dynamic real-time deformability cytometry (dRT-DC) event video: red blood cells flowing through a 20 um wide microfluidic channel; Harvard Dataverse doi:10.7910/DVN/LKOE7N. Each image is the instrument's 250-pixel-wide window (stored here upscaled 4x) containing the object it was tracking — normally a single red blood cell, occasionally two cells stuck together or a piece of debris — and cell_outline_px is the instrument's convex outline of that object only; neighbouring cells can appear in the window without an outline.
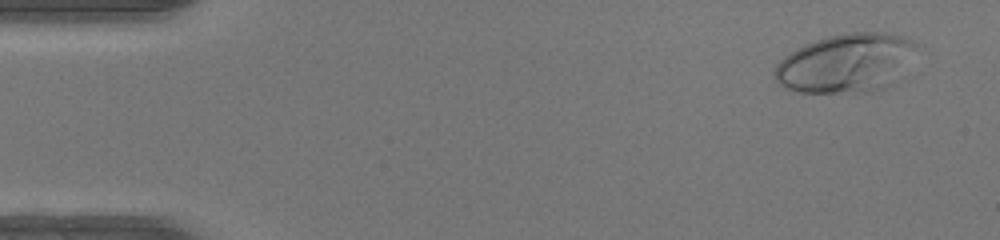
{"species": "human", "species_latin": "Homo sapiens", "temperature_condition": "warm", "stored_images_in_passage": 48, "camera_frame_rate_fps": 3000, "um_per_image_px": 0.085, "donor": {"sex": "female"}, "frame": {"image": 1, "passage_image": 3, "time_ms": 0.667, "image_size_px": [1000, 240], "cell_outline_px": [[924, 44], [892, 84], [884, 88], [872, 92], [796, 92], [784, 88], [776, 80], [772, 72], [776, 64], [784, 56], [796, 48], [804, 44], [828, 36], [844, 32], [888, 32], [908, 36]], "centroid_in_image_um": [71.98, 5.33], "position_along_channel_um": 13.0, "area_um2": 49.77}}
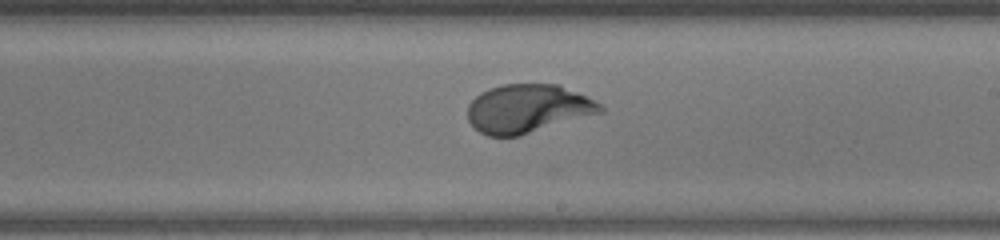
{"frame": {"image": 2, "passage_image": 28, "time_ms": 9.0, "image_size_px": [1000, 240], "cell_outline_px": [[604, 112], [520, 136], [488, 136], [480, 132], [468, 120], [468, 104], [480, 92], [488, 88], [500, 84], [560, 84], [600, 104], [604, 108]], "centroid_in_image_um": [44.84, 9.23], "position_along_channel_um": 244.2, "area_um2": 37.57}}
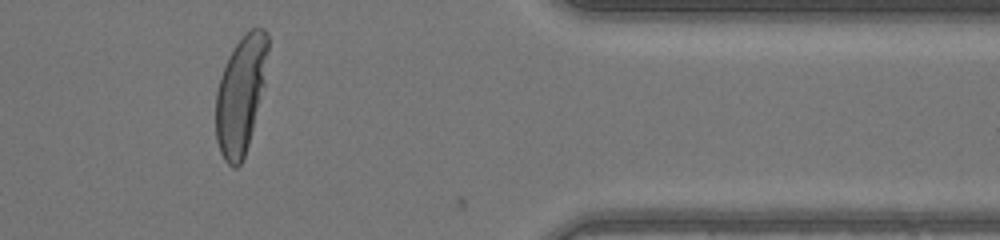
{"frame": {"image": 3, "passage_image": 40, "time_ms": 13.0, "image_size_px": [1000, 240], "cell_outline_px": [[268, 52], [264, 84], [248, 144], [244, 156], [240, 164], [236, 168], [232, 168], [224, 160], [220, 152], [216, 140], [216, 92], [220, 76], [228, 56], [232, 48], [244, 32], [252, 28], [264, 28], [268, 36]], "centroid_in_image_um": [20.44, 8.01], "position_along_channel_um": 391.0, "area_um2": 35.66}, "authors_computed_cell_mechanics": {"area_um2": 37.3388, "velocity_mm_per_s": 4.278, "shape_relaxation_time_tau1_ms": 3.9926, "shape_relaxation_time_tau2_ms": null, "deformation_change_tau1": 0.2485, "deformation_change_tau2": null}}